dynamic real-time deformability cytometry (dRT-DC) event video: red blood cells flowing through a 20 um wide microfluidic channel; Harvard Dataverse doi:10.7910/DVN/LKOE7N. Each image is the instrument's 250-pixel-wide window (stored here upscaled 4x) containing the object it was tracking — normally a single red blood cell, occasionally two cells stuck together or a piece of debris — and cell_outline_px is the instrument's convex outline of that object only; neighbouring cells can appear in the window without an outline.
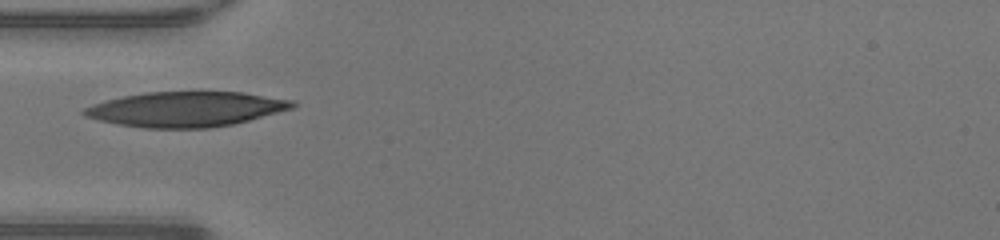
{"species": "human", "species_latin": "Homo sapiens", "temperature_condition": "warm", "stored_images_in_passage": 9, "camera_frame_rate_fps": 3000, "um_per_image_px": 0.085, "donor": {"sex": "male"}, "frame": {"image": 1, "passage_image": 1, "time_ms": 0.0, "image_size_px": [1000, 240], "cell_outline_px": [[296, 108], [232, 124], [208, 128], [144, 128], [116, 124], [84, 116], [80, 112], [84, 108], [92, 104], [124, 96], [148, 92], [244, 92], [296, 100]], "centroid_in_image_um": [15.85, 9.28], "position_along_channel_um": 69.2, "area_um2": 42.6}}
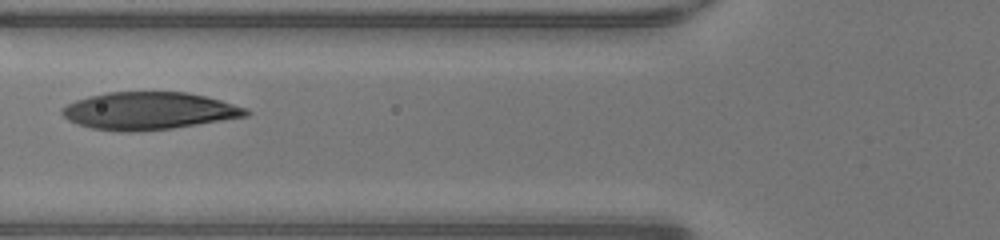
{"frame": {"image": 2, "passage_image": 4, "time_ms": 1.0, "image_size_px": [1000, 240], "cell_outline_px": [[252, 112], [248, 116], [172, 128], [136, 132], [120, 132], [92, 128], [76, 124], [68, 120], [60, 112], [60, 108], [76, 100], [88, 96], [108, 92], [188, 92], [220, 100], [248, 108]], "centroid_in_image_um": [12.64, 9.43], "position_along_channel_um": 113.2, "area_um2": 40.29}}